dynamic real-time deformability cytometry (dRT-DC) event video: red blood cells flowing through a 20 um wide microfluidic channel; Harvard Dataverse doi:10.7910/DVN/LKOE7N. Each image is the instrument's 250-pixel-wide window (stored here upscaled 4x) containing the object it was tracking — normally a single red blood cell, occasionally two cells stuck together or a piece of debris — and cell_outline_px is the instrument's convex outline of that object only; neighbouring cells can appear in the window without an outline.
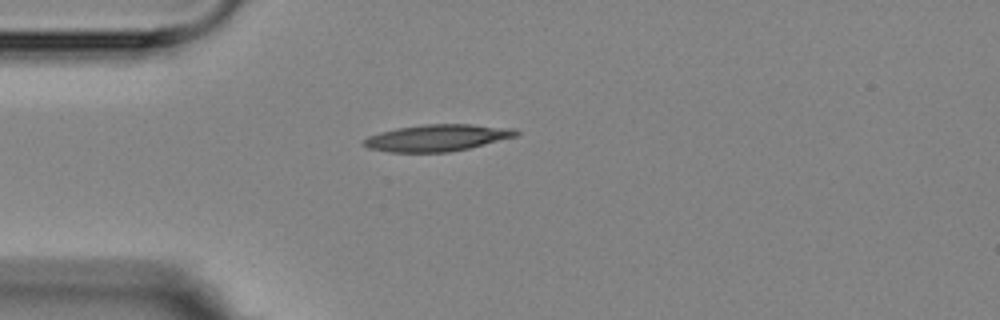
{"species": "Egyptian fruit bat (a non-hibernating species)", "species_latin": "Rousettus aegyptiacus", "temperature_condition": "room temperature", "stored_images_in_passage": 1, "camera_frame_rate_fps": 3000, "um_per_image_px": 0.085, "animal": {"sex": "female"}, "frame": {"image": 1, "passage_image": 1, "time_ms": 0.0, "image_size_px": [1000, 320], "cell_outline_px": [[520, 132], [516, 136], [468, 148], [448, 152], [388, 152], [368, 148], [360, 144], [368, 136], [380, 132], [396, 128], [424, 124], [472, 124], [512, 128]], "centroid_in_image_um": [37.11, 11.71], "position_along_channel_um": 47.9, "area_um2": 23.64}}